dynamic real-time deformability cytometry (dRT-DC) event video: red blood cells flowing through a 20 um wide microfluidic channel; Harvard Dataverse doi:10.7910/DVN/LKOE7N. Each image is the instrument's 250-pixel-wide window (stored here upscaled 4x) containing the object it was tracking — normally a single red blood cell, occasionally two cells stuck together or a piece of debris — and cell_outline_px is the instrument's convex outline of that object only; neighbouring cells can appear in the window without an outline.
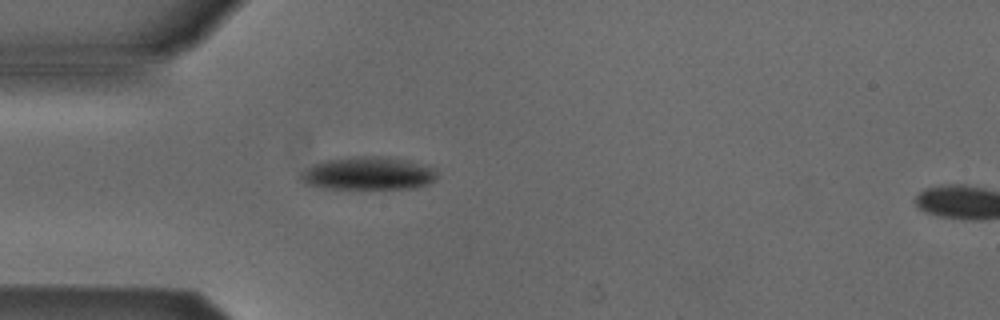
{"species": "Egyptian fruit bat (a non-hibernating species)", "species_latin": "Rousettus aegyptiacus", "temperature_condition": "cold", "stored_images_in_passage": 5, "segment_of_instrument_passage": [1, 2], "camera_frame_rate_fps": 3000, "um_per_image_px": 0.085, "animal": {"sex": "male"}, "frame": {"image": 1, "passage_image": 4, "time_ms": 1.0, "image_size_px": [1000, 320], "cell_outline_px": [[436, 180], [428, 184], [412, 188], [324, 188], [304, 184], [300, 180], [300, 172], [304, 168], [312, 164], [324, 160], [352, 156], [380, 156], [408, 160], [428, 164], [436, 168]], "centroid_in_image_um": [31.28, 14.72], "position_along_channel_um": 53.7, "area_um2": 26.65}}